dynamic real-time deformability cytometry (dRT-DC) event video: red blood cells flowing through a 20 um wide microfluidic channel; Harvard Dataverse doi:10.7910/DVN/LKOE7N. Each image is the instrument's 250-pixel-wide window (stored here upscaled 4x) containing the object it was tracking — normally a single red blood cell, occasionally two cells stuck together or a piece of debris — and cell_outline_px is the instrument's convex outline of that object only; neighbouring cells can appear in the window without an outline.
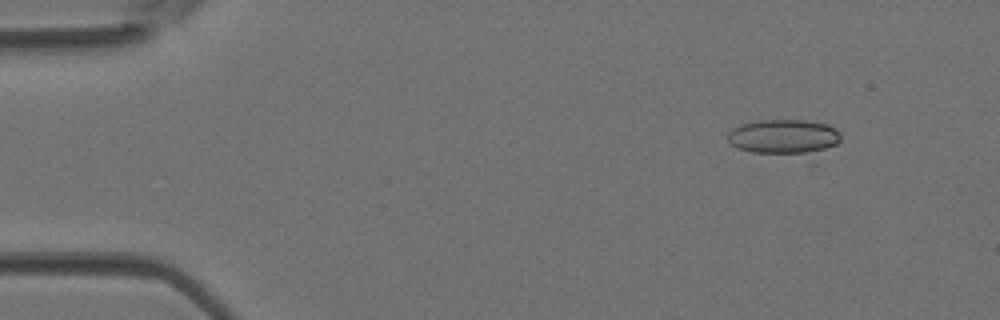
{"species": "Egyptian fruit bat (a non-hibernating species)", "species_latin": "Rousettus aegyptiacus", "temperature_condition": "room temperature", "stored_images_in_passage": 11, "camera_frame_rate_fps": 3000, "um_per_image_px": 0.085, "animal": {"sex": "female"}, "frame": {"image": 1, "passage_image": 5, "time_ms": 1.333, "image_size_px": [1000, 320], "cell_outline_px": [[840, 140], [816, 164], [808, 164], [752, 152], [736, 148], [728, 140], [728, 132], [732, 128], [740, 124], [760, 120], [804, 120], [828, 124], [836, 128], [840, 132]], "centroid_in_image_um": [66.82, 11.83], "position_along_channel_um": 18.2, "area_um2": 26.41}}